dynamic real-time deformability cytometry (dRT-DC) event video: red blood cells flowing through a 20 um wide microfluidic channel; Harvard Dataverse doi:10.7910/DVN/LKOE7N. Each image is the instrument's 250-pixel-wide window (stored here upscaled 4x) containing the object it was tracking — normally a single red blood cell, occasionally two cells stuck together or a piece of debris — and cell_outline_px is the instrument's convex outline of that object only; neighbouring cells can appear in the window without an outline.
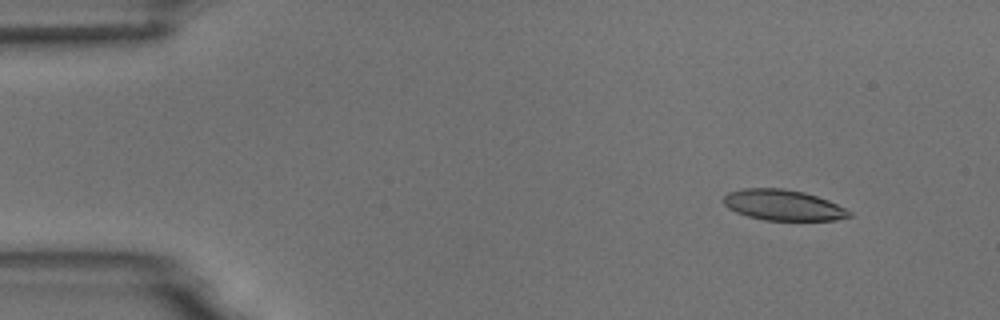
{"species": "common noctule bat (a hibernating species)", "species_latin": "Nyctalus noctula", "temperature_condition": "room temperature", "stored_images_in_passage": 4, "camera_frame_rate_fps": 3000, "um_per_image_px": 0.085, "animal": {"sex": "male", "body_mass_g": 18.8}, "frame": {"image": 1, "passage_image": 1, "time_ms": 0.0, "image_size_px": [1000, 320], "cell_outline_px": [[852, 216], [836, 220], [764, 220], [748, 216], [736, 212], [728, 208], [724, 204], [724, 196], [728, 192], [744, 188], [784, 188], [804, 192], [828, 200], [852, 212]], "centroid_in_image_um": [66.56, 17.43], "position_along_channel_um": 18.4, "area_um2": 22.43}}
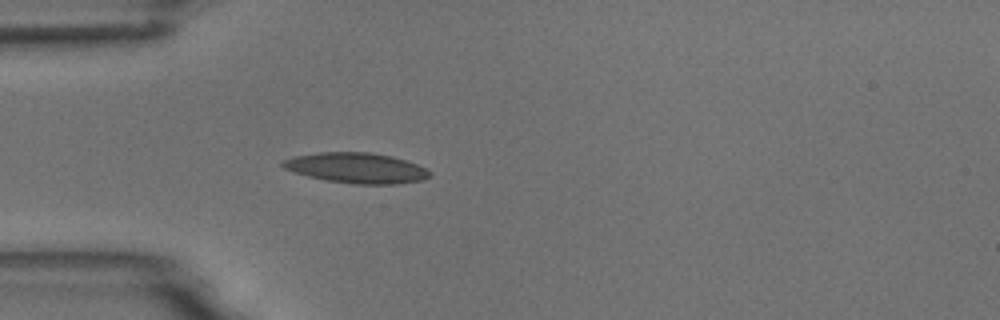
{"frame": {"image": 2, "passage_image": 4, "time_ms": 3.333, "image_size_px": [1000, 320], "cell_outline_px": [[432, 176], [424, 180], [396, 184], [352, 184], [324, 180], [308, 176], [284, 168], [280, 164], [284, 160], [296, 156], [320, 152], [368, 152], [392, 156], [416, 164], [432, 172]], "centroid_in_image_um": [30.33, 14.28], "position_along_channel_um": 54.7, "area_um2": 25.95}}